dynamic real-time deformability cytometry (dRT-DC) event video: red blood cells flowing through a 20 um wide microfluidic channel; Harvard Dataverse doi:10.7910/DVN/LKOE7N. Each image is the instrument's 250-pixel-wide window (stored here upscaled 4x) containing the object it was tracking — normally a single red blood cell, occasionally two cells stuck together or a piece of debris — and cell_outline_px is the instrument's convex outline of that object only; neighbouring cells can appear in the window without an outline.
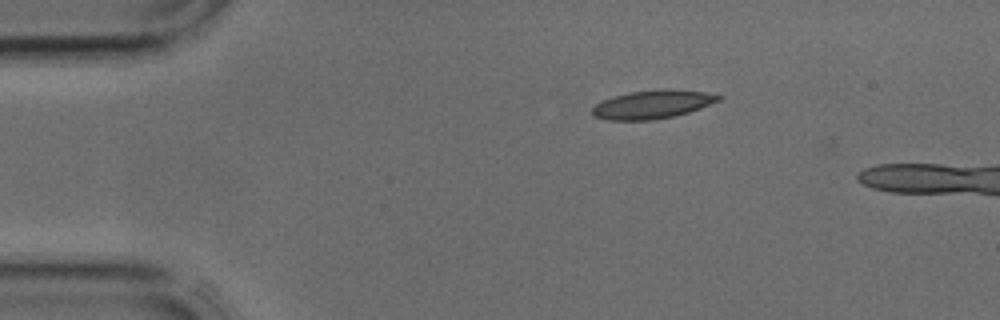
{"species": "common noctule bat (a hibernating species)", "species_latin": "Nyctalus noctula", "temperature_condition": "cold", "stored_images_in_passage": 4, "camera_frame_rate_fps": 3000, "um_per_image_px": 0.085, "animal": {"sex": "male", "body_mass_g": 17.9, "forearm_length_mm": 54.2}, "frame": {"image": 1, "passage_image": 2, "time_ms": 0.333, "image_size_px": [1000, 320], "cell_outline_px": [[724, 96], [720, 100], [700, 108], [676, 116], [652, 120], [608, 120], [592, 116], [592, 108], [596, 104], [604, 100], [628, 92], [704, 92]], "centroid_in_image_um": [55.41, 8.94], "position_along_channel_um": 29.6, "area_um2": 19.83}}